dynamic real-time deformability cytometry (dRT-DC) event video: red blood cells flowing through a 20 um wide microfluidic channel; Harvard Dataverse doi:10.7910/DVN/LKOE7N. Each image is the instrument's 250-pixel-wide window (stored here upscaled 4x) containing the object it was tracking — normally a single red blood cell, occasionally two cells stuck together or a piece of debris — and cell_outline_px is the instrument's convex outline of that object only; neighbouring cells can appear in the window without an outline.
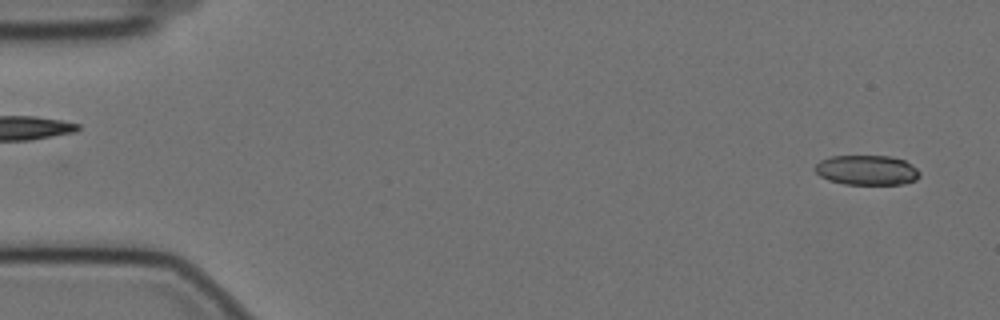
{"species": "Egyptian fruit bat (a non-hibernating species)", "species_latin": "Rousettus aegyptiacus", "temperature_condition": "cold", "stored_images_in_passage": 51, "camera_frame_rate_fps": 3000, "um_per_image_px": 0.085, "animal": {"sex": "female"}, "frame": {"image": 1, "passage_image": 2, "time_ms": 0.333, "image_size_px": [1000, 320], "cell_outline_px": [[920, 176], [916, 180], [904, 184], [844, 184], [828, 180], [820, 176], [812, 168], [820, 160], [832, 156], [888, 156], [904, 160], [916, 168], [920, 172]], "centroid_in_image_um": [73.66, 14.46], "position_along_channel_um": 11.3, "area_um2": 18.26}}
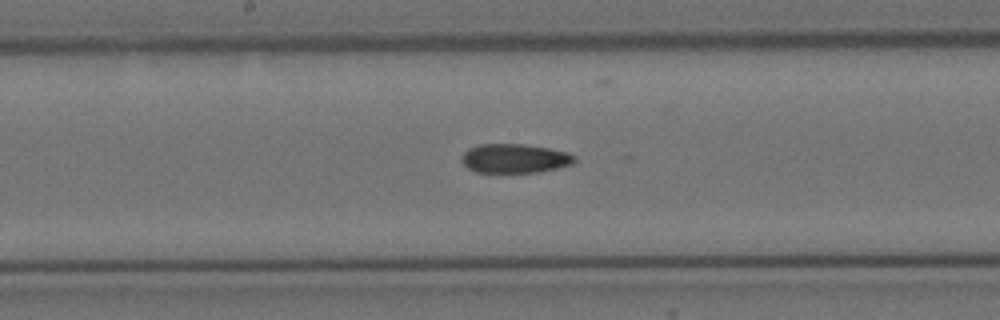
{"frame": {"image": 2, "passage_image": 29, "time_ms": 9.333, "image_size_px": [1000, 320], "cell_outline_px": [[576, 160], [572, 164], [560, 168], [540, 172], [476, 172], [468, 168], [460, 160], [460, 156], [468, 148], [480, 144], [524, 144], [548, 148], [568, 152], [576, 156]], "centroid_in_image_um": [43.76, 13.46], "position_along_channel_um": 204.4, "area_um2": 19.36}}
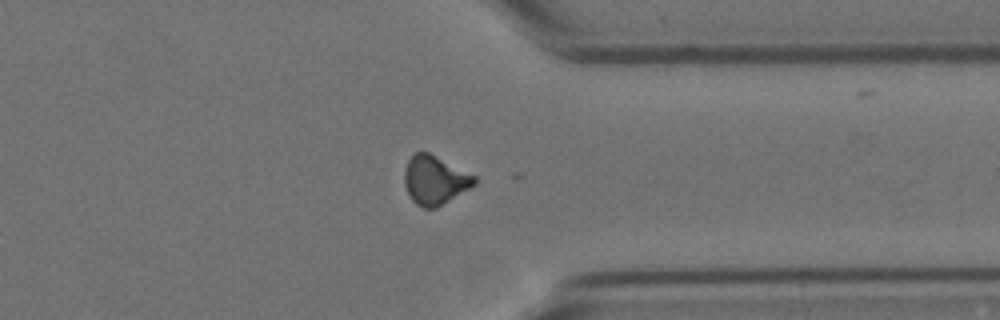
{"frame": {"image": 3, "passage_image": 44, "time_ms": 14.333, "image_size_px": [1000, 320], "cell_outline_px": [[476, 184], [436, 208], [424, 208], [416, 204], [408, 196], [404, 184], [404, 168], [408, 160], [416, 152], [428, 152], [476, 176]], "centroid_in_image_um": [36.93, 15.32], "position_along_channel_um": 374.5, "area_um2": 19.83}}